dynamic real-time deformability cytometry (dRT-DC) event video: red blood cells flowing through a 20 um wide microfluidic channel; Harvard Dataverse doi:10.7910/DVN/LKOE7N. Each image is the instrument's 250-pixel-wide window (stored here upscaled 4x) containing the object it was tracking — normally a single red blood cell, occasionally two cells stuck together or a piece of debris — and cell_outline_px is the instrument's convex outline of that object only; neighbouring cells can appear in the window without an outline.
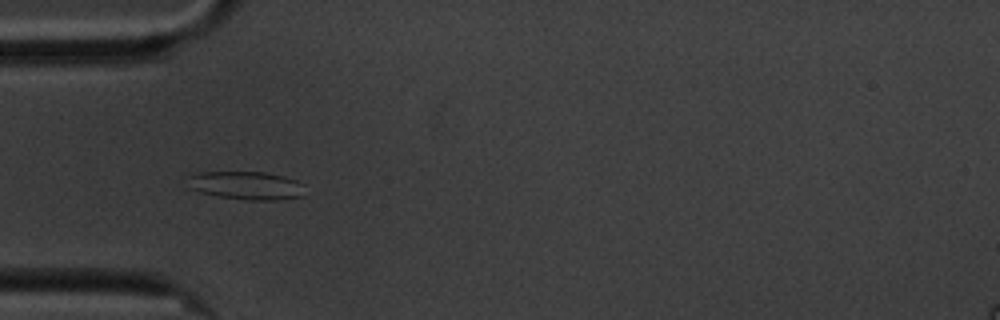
{"species": "common noctule bat (a hibernating species)", "species_latin": "Nyctalus noctula", "temperature_condition": "cold", "stored_images_in_passage": 36, "camera_frame_rate_fps": 3000, "um_per_image_px": 0.085, "animal": {"sex": "male", "body_mass_g": 20.1, "forearm_length_mm": 53.5}, "frame": {"image": 1, "passage_image": 1, "time_ms": 0.0, "image_size_px": [1000, 320], "cell_outline_px": [[304, 196], [276, 200], [244, 200], [220, 196], [200, 192], [192, 188], [188, 176], [200, 172], [264, 172], [284, 176], [296, 180], [300, 184]], "centroid_in_image_um": [20.95, 15.77], "position_along_channel_um": 64.0, "area_um2": 18.96}}
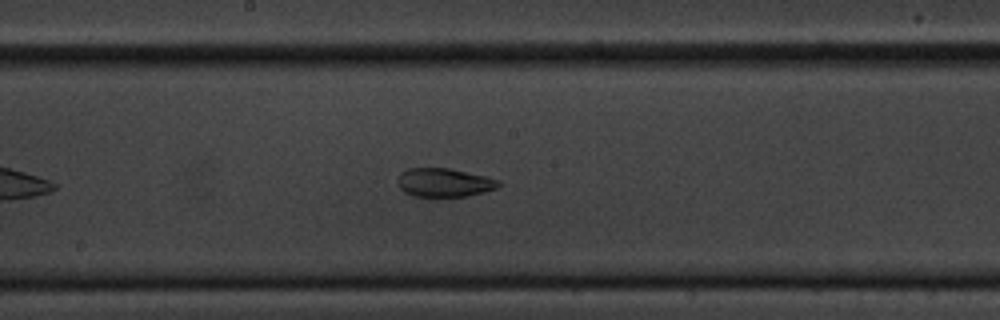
{"frame": {"image": 2, "passage_image": 14, "time_ms": 4.333, "image_size_px": [1000, 320], "cell_outline_px": [[500, 184], [496, 188], [484, 192], [468, 196], [412, 196], [404, 192], [396, 184], [396, 180], [400, 172], [408, 168], [448, 168], [484, 176], [500, 180]], "centroid_in_image_um": [37.7, 15.51], "position_along_channel_um": 210.5, "area_um2": 16.88}}
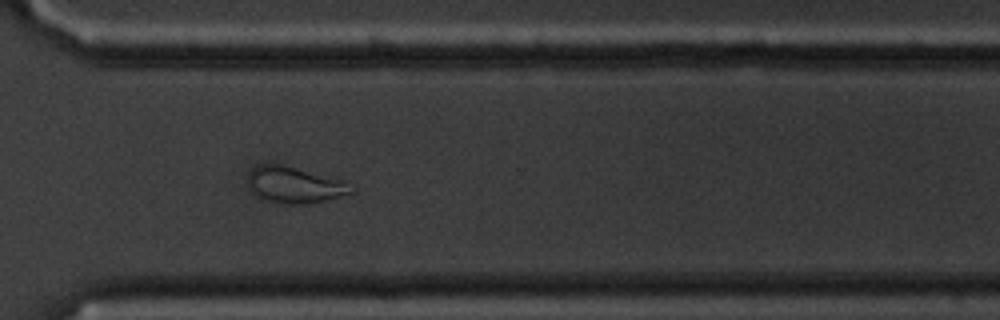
{"frame": {"image": 3, "passage_image": 26, "time_ms": 8.333, "image_size_px": [1000, 320], "cell_outline_px": [[356, 192], [308, 204], [288, 204], [268, 200], [252, 192], [248, 188], [248, 172], [252, 168], [260, 164], [272, 160], [340, 180], [356, 188]], "centroid_in_image_um": [24.99, 15.67], "position_along_channel_um": 345.6, "area_um2": 22.14}, "authors_computed_cell_mechanics": {"area_um2": 17.7157, "velocity_mm_per_s": 3.3839, "shape_relaxation_time_tau1_ms": null, "shape_relaxation_time_tau2_ms": 3.1416, "deformation_change_tau1": null, "deformation_change_tau2": 0.0926}}